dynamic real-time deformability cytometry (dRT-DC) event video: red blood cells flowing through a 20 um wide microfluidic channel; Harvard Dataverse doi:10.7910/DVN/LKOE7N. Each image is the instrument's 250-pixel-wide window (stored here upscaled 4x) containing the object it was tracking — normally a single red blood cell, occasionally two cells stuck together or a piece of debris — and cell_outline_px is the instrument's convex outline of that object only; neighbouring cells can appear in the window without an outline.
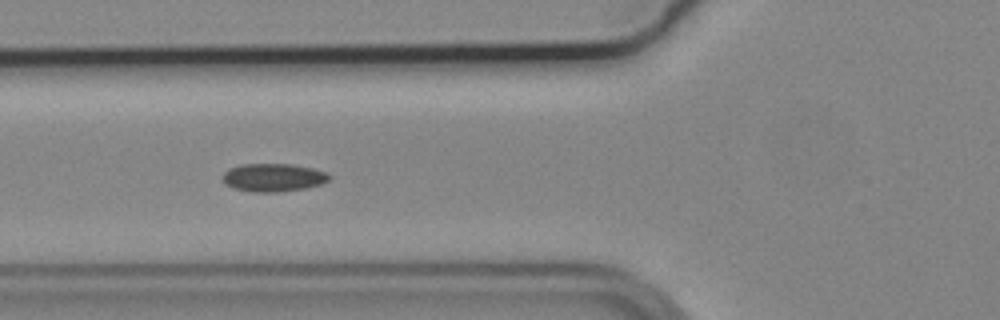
{"species": "common noctule bat (a hibernating species)", "species_latin": "Nyctalus noctula", "temperature_condition": "cold", "stored_images_in_passage": 42, "camera_frame_rate_fps": 3000, "um_per_image_px": 0.085, "animal": {"sex": "male", "body_mass_g": 19.2, "forearm_length_mm": 51.8}, "frame": {"image": 1, "passage_image": 7, "time_ms": 2.0, "image_size_px": [1000, 320], "cell_outline_px": [[332, 176], [328, 180], [320, 184], [308, 188], [280, 192], [252, 192], [232, 188], [224, 184], [224, 172], [240, 164], [292, 164], [312, 168], [328, 172]], "centroid_in_image_um": [23.26, 15.1], "position_along_channel_um": 102.5, "area_um2": 17.57}, "authors_computed_cell_mechanics": {"area_um2": 16.7042, "velocity_mm_per_s": 3.6959, "shape_relaxation_time_tau1_ms": null, "shape_relaxation_time_tau2_ms": 3.7189, "deformation_change_tau1": null, "deformation_change_tau2": 0.0845}}